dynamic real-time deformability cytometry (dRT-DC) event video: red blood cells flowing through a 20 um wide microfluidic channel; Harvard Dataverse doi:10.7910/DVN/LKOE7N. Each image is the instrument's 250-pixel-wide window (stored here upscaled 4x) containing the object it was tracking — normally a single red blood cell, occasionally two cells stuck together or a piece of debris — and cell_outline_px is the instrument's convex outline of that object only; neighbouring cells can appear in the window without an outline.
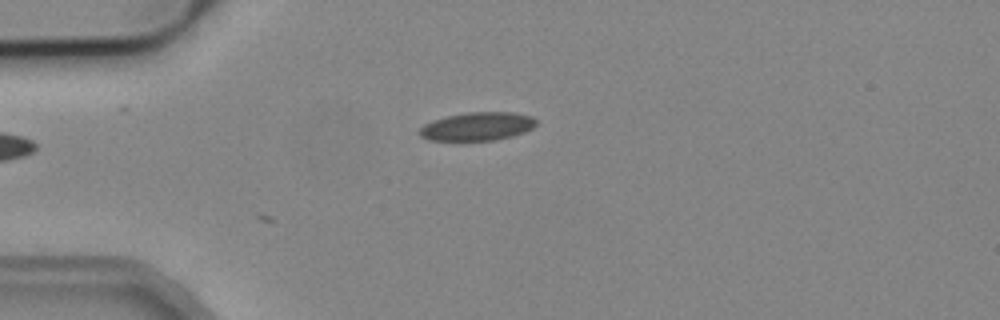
{"species": "common noctule bat (a hibernating species)", "species_latin": "Nyctalus noctula", "temperature_condition": "cold", "stored_images_in_passage": 2, "camera_frame_rate_fps": 3000, "um_per_image_px": 0.085, "animal": {"sex": "male", "body_mass_g": 19.2, "forearm_length_mm": 51.8}, "frame": {"image": 1, "passage_image": 2, "time_ms": 0.333, "image_size_px": [1000, 320], "cell_outline_px": [[536, 124], [532, 128], [524, 132], [512, 136], [496, 140], [428, 140], [420, 136], [416, 132], [424, 124], [432, 120], [448, 116], [468, 112], [512, 112], [532, 116], [536, 120]], "centroid_in_image_um": [40.55, 10.74], "position_along_channel_um": 44.4, "area_um2": 19.31}}